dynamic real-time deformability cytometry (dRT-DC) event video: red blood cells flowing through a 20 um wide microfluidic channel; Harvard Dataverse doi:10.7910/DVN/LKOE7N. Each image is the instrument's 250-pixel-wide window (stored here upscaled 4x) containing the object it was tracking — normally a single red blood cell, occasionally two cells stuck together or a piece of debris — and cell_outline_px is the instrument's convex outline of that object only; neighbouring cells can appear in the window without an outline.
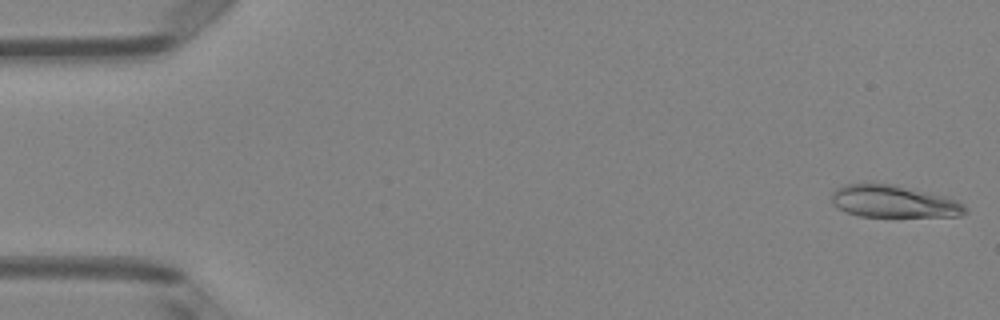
{"species": "Egyptian fruit bat (a non-hibernating species)", "species_latin": "Rousettus aegyptiacus", "temperature_condition": "room temperature", "stored_images_in_passage": 49, "camera_frame_rate_fps": 3000, "um_per_image_px": 0.085, "animal": {"sex": "female"}, "frame": {"image": 1, "passage_image": 1, "time_ms": 0.0, "image_size_px": [1000, 320], "cell_outline_px": [[968, 212], [960, 216], [860, 216], [848, 212], [832, 204], [832, 192], [836, 188], [844, 184], [896, 184], [948, 196], [964, 204], [968, 208]], "centroid_in_image_um": [76.03, 17.11], "position_along_channel_um": 9.0, "area_um2": 25.2}}
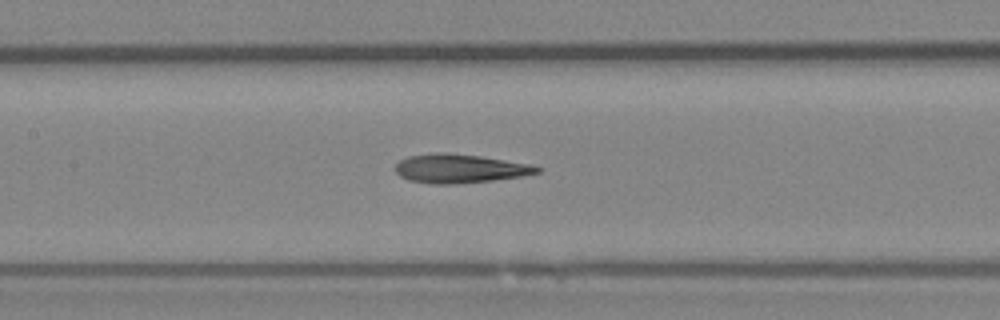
{"frame": {"image": 2, "passage_image": 23, "time_ms": 7.333, "image_size_px": [1000, 320], "cell_outline_px": [[540, 172], [520, 176], [492, 180], [452, 184], [432, 184], [408, 180], [400, 176], [396, 172], [396, 164], [400, 160], [408, 156], [436, 152], [440, 152], [480, 156], [532, 164], [540, 168]], "centroid_in_image_um": [39.05, 14.32], "position_along_channel_um": 168.3, "area_um2": 23.64}}
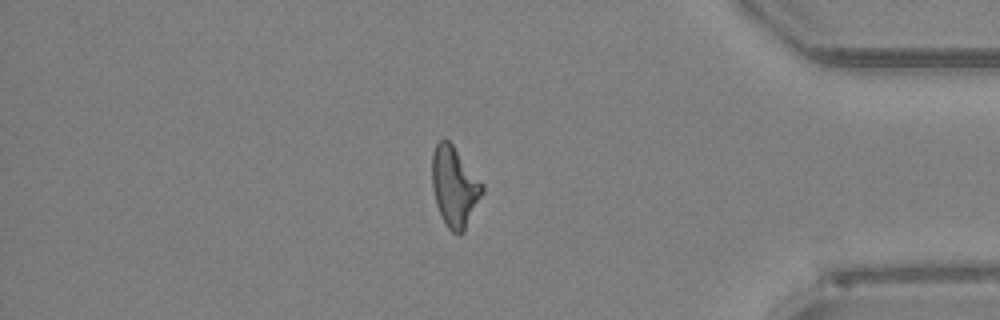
{"frame": {"image": 3, "passage_image": 42, "time_ms": 13.667, "image_size_px": [1000, 320], "cell_outline_px": [[484, 192], [464, 232], [460, 236], [452, 232], [444, 224], [436, 204], [432, 188], [432, 152], [436, 144], [444, 136], [452, 144], [484, 184]], "centroid_in_image_um": [38.63, 15.88], "position_along_channel_um": 396.6, "area_um2": 23.76}, "authors_computed_cell_mechanics": {"area_um2": 23.698, "velocity_mm_per_s": 4.0877, "shape_relaxation_time_tau1_ms": null, "shape_relaxation_time_tau2_ms": 4.5748, "deformation_change_tau1": null, "deformation_change_tau2": 0.1575}}